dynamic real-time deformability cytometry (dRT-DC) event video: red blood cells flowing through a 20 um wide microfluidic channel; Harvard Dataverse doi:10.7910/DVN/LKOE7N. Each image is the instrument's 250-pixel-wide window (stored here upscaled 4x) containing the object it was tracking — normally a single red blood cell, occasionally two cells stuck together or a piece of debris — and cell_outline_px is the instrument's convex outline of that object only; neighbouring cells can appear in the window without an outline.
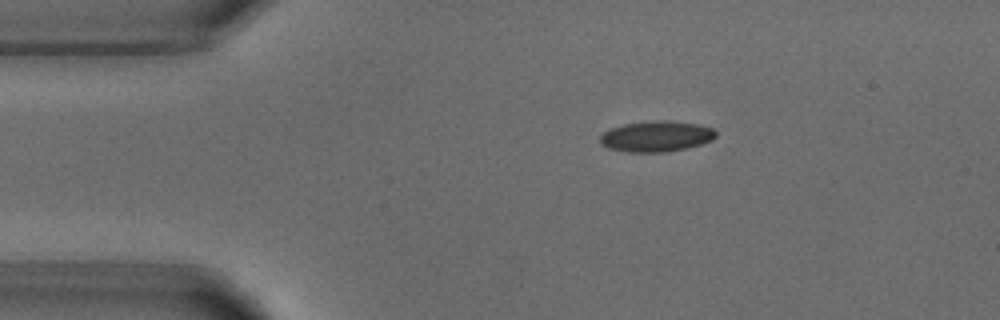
{"species": "common noctule bat (a hibernating species)", "species_latin": "Nyctalus noctula", "temperature_condition": "warm", "stored_images_in_passage": 2, "camera_frame_rate_fps": 3000, "um_per_image_px": 0.085, "animal": {"sex": "male", "body_mass_g": 18.8}, "frame": {"image": 1, "passage_image": 2, "time_ms": 1.333, "image_size_px": [1000, 320], "cell_outline_px": [[716, 136], [712, 140], [700, 144], [668, 152], [628, 152], [608, 148], [600, 144], [600, 136], [608, 128], [624, 124], [652, 120], [664, 120], [696, 124], [712, 128], [716, 132]], "centroid_in_image_um": [55.74, 11.59], "position_along_channel_um": 29.3, "area_um2": 20.75}}